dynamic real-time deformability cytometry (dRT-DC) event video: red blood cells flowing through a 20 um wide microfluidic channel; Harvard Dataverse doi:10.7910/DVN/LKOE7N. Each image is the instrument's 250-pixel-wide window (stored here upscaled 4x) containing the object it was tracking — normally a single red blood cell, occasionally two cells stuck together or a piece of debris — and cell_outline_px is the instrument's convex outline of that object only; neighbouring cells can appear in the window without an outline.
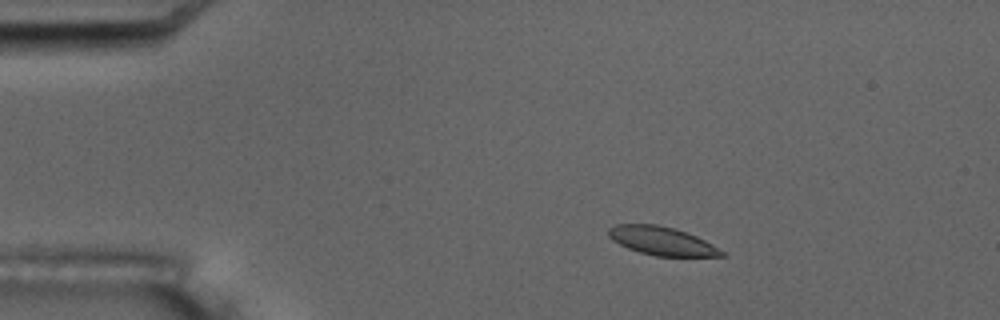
{"species": "common noctule bat (a hibernating species)", "species_latin": "Nyctalus noctula", "temperature_condition": "room temperature", "stored_images_in_passage": 5, "camera_frame_rate_fps": 3000, "um_per_image_px": 0.085, "animal": {"sex": "male", "body_mass_g": 17.5, "forearm_length_mm": 52.3}, "frame": {"image": 1, "passage_image": 3, "time_ms": 2.333, "image_size_px": [1000, 320], "cell_outline_px": [[728, 256], [656, 256], [640, 252], [628, 248], [612, 240], [608, 236], [608, 228], [616, 224], [656, 224], [676, 228], [696, 236], [712, 244], [724, 252]], "centroid_in_image_um": [56.24, 20.47], "position_along_channel_um": 28.8, "area_um2": 18.73}}